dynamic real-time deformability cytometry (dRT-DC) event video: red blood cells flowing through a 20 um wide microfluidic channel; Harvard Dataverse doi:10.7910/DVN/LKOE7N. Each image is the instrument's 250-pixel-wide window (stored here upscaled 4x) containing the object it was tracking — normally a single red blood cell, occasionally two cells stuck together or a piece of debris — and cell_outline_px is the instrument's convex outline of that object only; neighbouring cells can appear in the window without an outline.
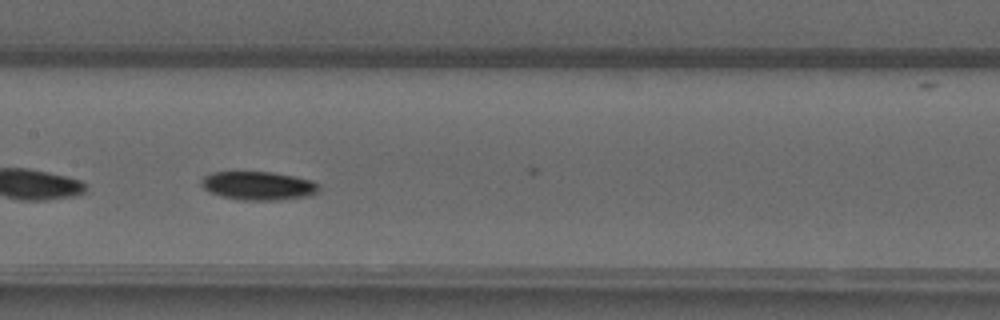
{"species": "common noctule bat (a hibernating species)", "species_latin": "Nyctalus noctula", "temperature_condition": "warm", "stored_images_in_passage": 27, "camera_frame_rate_fps": 3000, "um_per_image_px": 0.085, "animal": {"sex": "male", "forearm_length_mm": 52.5}, "frame": {"image": 1, "passage_image": 22, "time_ms": 7.0, "image_size_px": [1000, 320], "cell_outline_px": [[320, 192], [312, 196], [280, 200], [244, 200], [220, 196], [208, 192], [200, 184], [200, 180], [204, 176], [212, 172], [272, 172], [296, 176], [312, 180], [320, 184]], "centroid_in_image_um": [22.01, 15.79], "position_along_channel_um": 185.4, "area_um2": 20.0}}